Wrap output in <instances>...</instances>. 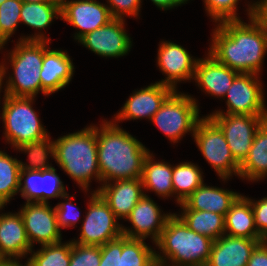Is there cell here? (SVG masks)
<instances>
[{"label": "cell", "instance_id": "4dcf8cb0", "mask_svg": "<svg viewBox=\"0 0 267 266\" xmlns=\"http://www.w3.org/2000/svg\"><path fill=\"white\" fill-rule=\"evenodd\" d=\"M19 160L0 150V210L19 191Z\"/></svg>", "mask_w": 267, "mask_h": 266}, {"label": "cell", "instance_id": "1f68e13d", "mask_svg": "<svg viewBox=\"0 0 267 266\" xmlns=\"http://www.w3.org/2000/svg\"><path fill=\"white\" fill-rule=\"evenodd\" d=\"M156 251L146 245L144 239H131L122 235V253L119 266H153Z\"/></svg>", "mask_w": 267, "mask_h": 266}, {"label": "cell", "instance_id": "cb8c5ba5", "mask_svg": "<svg viewBox=\"0 0 267 266\" xmlns=\"http://www.w3.org/2000/svg\"><path fill=\"white\" fill-rule=\"evenodd\" d=\"M240 196L237 192L206 186L203 183L179 205L182 210L210 211L225 216Z\"/></svg>", "mask_w": 267, "mask_h": 266}, {"label": "cell", "instance_id": "bcb514c9", "mask_svg": "<svg viewBox=\"0 0 267 266\" xmlns=\"http://www.w3.org/2000/svg\"><path fill=\"white\" fill-rule=\"evenodd\" d=\"M6 70H7V68L3 64H1L0 65V90H1V87L3 84L2 83L3 77L6 76ZM0 93H1V91H0Z\"/></svg>", "mask_w": 267, "mask_h": 266}, {"label": "cell", "instance_id": "484cf974", "mask_svg": "<svg viewBox=\"0 0 267 266\" xmlns=\"http://www.w3.org/2000/svg\"><path fill=\"white\" fill-rule=\"evenodd\" d=\"M239 176L250 181L267 176V120L257 130L249 153L240 164Z\"/></svg>", "mask_w": 267, "mask_h": 266}, {"label": "cell", "instance_id": "e575fe53", "mask_svg": "<svg viewBox=\"0 0 267 266\" xmlns=\"http://www.w3.org/2000/svg\"><path fill=\"white\" fill-rule=\"evenodd\" d=\"M23 2L21 0H6L0 4V34L8 41L14 34L20 19Z\"/></svg>", "mask_w": 267, "mask_h": 266}, {"label": "cell", "instance_id": "7dc6e473", "mask_svg": "<svg viewBox=\"0 0 267 266\" xmlns=\"http://www.w3.org/2000/svg\"><path fill=\"white\" fill-rule=\"evenodd\" d=\"M23 3L28 2V3H40V2H53L54 0H21Z\"/></svg>", "mask_w": 267, "mask_h": 266}, {"label": "cell", "instance_id": "f1b7e54d", "mask_svg": "<svg viewBox=\"0 0 267 266\" xmlns=\"http://www.w3.org/2000/svg\"><path fill=\"white\" fill-rule=\"evenodd\" d=\"M202 172L191 162H182L173 166L172 185L176 201L181 204L199 186L203 184Z\"/></svg>", "mask_w": 267, "mask_h": 266}, {"label": "cell", "instance_id": "7bdbcfd3", "mask_svg": "<svg viewBox=\"0 0 267 266\" xmlns=\"http://www.w3.org/2000/svg\"><path fill=\"white\" fill-rule=\"evenodd\" d=\"M247 266H267V243L260 242L252 251Z\"/></svg>", "mask_w": 267, "mask_h": 266}, {"label": "cell", "instance_id": "74e56055", "mask_svg": "<svg viewBox=\"0 0 267 266\" xmlns=\"http://www.w3.org/2000/svg\"><path fill=\"white\" fill-rule=\"evenodd\" d=\"M62 198L70 202H61L54 207L57 215L58 227L60 229L73 227L80 218L79 208L73 205L71 201L72 198L69 197L68 194L64 195Z\"/></svg>", "mask_w": 267, "mask_h": 266}, {"label": "cell", "instance_id": "8fae6325", "mask_svg": "<svg viewBox=\"0 0 267 266\" xmlns=\"http://www.w3.org/2000/svg\"><path fill=\"white\" fill-rule=\"evenodd\" d=\"M262 85L258 74L239 73L233 80L227 94V111L212 114H242L267 116Z\"/></svg>", "mask_w": 267, "mask_h": 266}, {"label": "cell", "instance_id": "9a60e30c", "mask_svg": "<svg viewBox=\"0 0 267 266\" xmlns=\"http://www.w3.org/2000/svg\"><path fill=\"white\" fill-rule=\"evenodd\" d=\"M170 216V213L162 215L157 203L145 194L126 218L134 230L122 226V235L131 239H145L152 236V240L156 243Z\"/></svg>", "mask_w": 267, "mask_h": 266}, {"label": "cell", "instance_id": "ac0fdd59", "mask_svg": "<svg viewBox=\"0 0 267 266\" xmlns=\"http://www.w3.org/2000/svg\"><path fill=\"white\" fill-rule=\"evenodd\" d=\"M174 91L168 85L156 82L144 89L135 91L115 116V121L151 118L160 109L166 98Z\"/></svg>", "mask_w": 267, "mask_h": 266}, {"label": "cell", "instance_id": "7c38bea8", "mask_svg": "<svg viewBox=\"0 0 267 266\" xmlns=\"http://www.w3.org/2000/svg\"><path fill=\"white\" fill-rule=\"evenodd\" d=\"M60 14V19L80 29L76 40L114 19L108 6L95 0H60Z\"/></svg>", "mask_w": 267, "mask_h": 266}, {"label": "cell", "instance_id": "f35d334b", "mask_svg": "<svg viewBox=\"0 0 267 266\" xmlns=\"http://www.w3.org/2000/svg\"><path fill=\"white\" fill-rule=\"evenodd\" d=\"M108 8L113 18L123 19L124 15H139L141 0H108Z\"/></svg>", "mask_w": 267, "mask_h": 266}, {"label": "cell", "instance_id": "e0dca14e", "mask_svg": "<svg viewBox=\"0 0 267 266\" xmlns=\"http://www.w3.org/2000/svg\"><path fill=\"white\" fill-rule=\"evenodd\" d=\"M157 59L159 68L167 76L166 79L159 81V83L177 90V82L194 78L198 59H194L181 45L163 41L159 45Z\"/></svg>", "mask_w": 267, "mask_h": 266}, {"label": "cell", "instance_id": "8992f818", "mask_svg": "<svg viewBox=\"0 0 267 266\" xmlns=\"http://www.w3.org/2000/svg\"><path fill=\"white\" fill-rule=\"evenodd\" d=\"M34 97H14L4 94L2 119L5 138L17 148L32 141L41 140L49 134L32 108Z\"/></svg>", "mask_w": 267, "mask_h": 266}, {"label": "cell", "instance_id": "ee69618b", "mask_svg": "<svg viewBox=\"0 0 267 266\" xmlns=\"http://www.w3.org/2000/svg\"><path fill=\"white\" fill-rule=\"evenodd\" d=\"M157 7L163 10L185 4L188 0H151Z\"/></svg>", "mask_w": 267, "mask_h": 266}, {"label": "cell", "instance_id": "b9f144b4", "mask_svg": "<svg viewBox=\"0 0 267 266\" xmlns=\"http://www.w3.org/2000/svg\"><path fill=\"white\" fill-rule=\"evenodd\" d=\"M247 9L249 18L253 17V19L260 25L267 38V0L257 1L256 3H253V5L251 4Z\"/></svg>", "mask_w": 267, "mask_h": 266}, {"label": "cell", "instance_id": "52a82bcc", "mask_svg": "<svg viewBox=\"0 0 267 266\" xmlns=\"http://www.w3.org/2000/svg\"><path fill=\"white\" fill-rule=\"evenodd\" d=\"M199 106L188 94L174 90L163 102L160 109L151 118L152 122L176 143L187 132H195L199 118Z\"/></svg>", "mask_w": 267, "mask_h": 266}, {"label": "cell", "instance_id": "7a4b0ae2", "mask_svg": "<svg viewBox=\"0 0 267 266\" xmlns=\"http://www.w3.org/2000/svg\"><path fill=\"white\" fill-rule=\"evenodd\" d=\"M150 151L116 123L97 127V158L104 183L142 177L143 162Z\"/></svg>", "mask_w": 267, "mask_h": 266}, {"label": "cell", "instance_id": "d590c367", "mask_svg": "<svg viewBox=\"0 0 267 266\" xmlns=\"http://www.w3.org/2000/svg\"><path fill=\"white\" fill-rule=\"evenodd\" d=\"M100 260V246L81 245L71 241L69 266H99Z\"/></svg>", "mask_w": 267, "mask_h": 266}, {"label": "cell", "instance_id": "9c48e42d", "mask_svg": "<svg viewBox=\"0 0 267 266\" xmlns=\"http://www.w3.org/2000/svg\"><path fill=\"white\" fill-rule=\"evenodd\" d=\"M88 212L81 227L79 240L72 242L81 245L102 246L122 236V226L108 203L98 192L91 193Z\"/></svg>", "mask_w": 267, "mask_h": 266}, {"label": "cell", "instance_id": "60d3db41", "mask_svg": "<svg viewBox=\"0 0 267 266\" xmlns=\"http://www.w3.org/2000/svg\"><path fill=\"white\" fill-rule=\"evenodd\" d=\"M247 199L251 202V207L254 213V224L258 234L265 239L267 237V197L256 202L252 199Z\"/></svg>", "mask_w": 267, "mask_h": 266}, {"label": "cell", "instance_id": "ba28073f", "mask_svg": "<svg viewBox=\"0 0 267 266\" xmlns=\"http://www.w3.org/2000/svg\"><path fill=\"white\" fill-rule=\"evenodd\" d=\"M193 137L220 178L225 181L233 173L239 176L240 164L234 159L223 132L208 116L197 123Z\"/></svg>", "mask_w": 267, "mask_h": 266}, {"label": "cell", "instance_id": "44dd1931", "mask_svg": "<svg viewBox=\"0 0 267 266\" xmlns=\"http://www.w3.org/2000/svg\"><path fill=\"white\" fill-rule=\"evenodd\" d=\"M264 239L232 237L214 240L206 266H247L254 248Z\"/></svg>", "mask_w": 267, "mask_h": 266}, {"label": "cell", "instance_id": "2e32d148", "mask_svg": "<svg viewBox=\"0 0 267 266\" xmlns=\"http://www.w3.org/2000/svg\"><path fill=\"white\" fill-rule=\"evenodd\" d=\"M19 184L18 192H21V197L26 199L27 203L48 204L49 198H62L67 194L54 167L44 170L21 169Z\"/></svg>", "mask_w": 267, "mask_h": 266}, {"label": "cell", "instance_id": "4fadbf2b", "mask_svg": "<svg viewBox=\"0 0 267 266\" xmlns=\"http://www.w3.org/2000/svg\"><path fill=\"white\" fill-rule=\"evenodd\" d=\"M26 235L33 248V243L42 245L54 244L61 241L55 208L45 203H27L20 209Z\"/></svg>", "mask_w": 267, "mask_h": 266}, {"label": "cell", "instance_id": "d6a6232c", "mask_svg": "<svg viewBox=\"0 0 267 266\" xmlns=\"http://www.w3.org/2000/svg\"><path fill=\"white\" fill-rule=\"evenodd\" d=\"M30 253L32 256L27 260V266H69L71 241L42 245L41 249Z\"/></svg>", "mask_w": 267, "mask_h": 266}, {"label": "cell", "instance_id": "d4e9b609", "mask_svg": "<svg viewBox=\"0 0 267 266\" xmlns=\"http://www.w3.org/2000/svg\"><path fill=\"white\" fill-rule=\"evenodd\" d=\"M225 234L232 237L263 239L254 224L251 202L240 196L224 216ZM229 232V233H227Z\"/></svg>", "mask_w": 267, "mask_h": 266}, {"label": "cell", "instance_id": "4316f807", "mask_svg": "<svg viewBox=\"0 0 267 266\" xmlns=\"http://www.w3.org/2000/svg\"><path fill=\"white\" fill-rule=\"evenodd\" d=\"M173 166L166 162H156L149 152L143 162L142 184L144 189L154 191L161 197L173 196Z\"/></svg>", "mask_w": 267, "mask_h": 266}, {"label": "cell", "instance_id": "603a6c76", "mask_svg": "<svg viewBox=\"0 0 267 266\" xmlns=\"http://www.w3.org/2000/svg\"><path fill=\"white\" fill-rule=\"evenodd\" d=\"M239 72L218 62L211 54L205 59H198L194 72V80L201 90L210 95L224 97Z\"/></svg>", "mask_w": 267, "mask_h": 266}, {"label": "cell", "instance_id": "30bf717a", "mask_svg": "<svg viewBox=\"0 0 267 266\" xmlns=\"http://www.w3.org/2000/svg\"><path fill=\"white\" fill-rule=\"evenodd\" d=\"M208 117L221 129L234 159L241 164L247 157L259 127L267 116L210 114Z\"/></svg>", "mask_w": 267, "mask_h": 266}, {"label": "cell", "instance_id": "f546056e", "mask_svg": "<svg viewBox=\"0 0 267 266\" xmlns=\"http://www.w3.org/2000/svg\"><path fill=\"white\" fill-rule=\"evenodd\" d=\"M55 16H61L60 0L40 3L25 2L20 12L21 22L40 31L47 28Z\"/></svg>", "mask_w": 267, "mask_h": 266}, {"label": "cell", "instance_id": "5bb4252c", "mask_svg": "<svg viewBox=\"0 0 267 266\" xmlns=\"http://www.w3.org/2000/svg\"><path fill=\"white\" fill-rule=\"evenodd\" d=\"M124 20L114 18L108 24L81 37L78 42L103 57H120L128 54L132 41L124 29Z\"/></svg>", "mask_w": 267, "mask_h": 266}, {"label": "cell", "instance_id": "3957f363", "mask_svg": "<svg viewBox=\"0 0 267 266\" xmlns=\"http://www.w3.org/2000/svg\"><path fill=\"white\" fill-rule=\"evenodd\" d=\"M213 242L210 237L189 229L174 213L155 243L163 253V256L156 253V261L167 264L170 260L172 266H206Z\"/></svg>", "mask_w": 267, "mask_h": 266}, {"label": "cell", "instance_id": "ffe728a7", "mask_svg": "<svg viewBox=\"0 0 267 266\" xmlns=\"http://www.w3.org/2000/svg\"><path fill=\"white\" fill-rule=\"evenodd\" d=\"M143 189L141 178H134L116 180L114 184L104 183L95 192H98L108 203L117 219H126L145 195Z\"/></svg>", "mask_w": 267, "mask_h": 266}, {"label": "cell", "instance_id": "7402d4cb", "mask_svg": "<svg viewBox=\"0 0 267 266\" xmlns=\"http://www.w3.org/2000/svg\"><path fill=\"white\" fill-rule=\"evenodd\" d=\"M32 250L21 214H0V259L17 261Z\"/></svg>", "mask_w": 267, "mask_h": 266}, {"label": "cell", "instance_id": "5b68a950", "mask_svg": "<svg viewBox=\"0 0 267 266\" xmlns=\"http://www.w3.org/2000/svg\"><path fill=\"white\" fill-rule=\"evenodd\" d=\"M42 33L21 37L10 51V63L14 75H9L4 94L14 97H34L41 91L40 68L43 62Z\"/></svg>", "mask_w": 267, "mask_h": 266}, {"label": "cell", "instance_id": "8d00e7d4", "mask_svg": "<svg viewBox=\"0 0 267 266\" xmlns=\"http://www.w3.org/2000/svg\"><path fill=\"white\" fill-rule=\"evenodd\" d=\"M239 0H204L205 8L209 16L215 22L225 20H240L237 16V4Z\"/></svg>", "mask_w": 267, "mask_h": 266}, {"label": "cell", "instance_id": "d6986e66", "mask_svg": "<svg viewBox=\"0 0 267 266\" xmlns=\"http://www.w3.org/2000/svg\"><path fill=\"white\" fill-rule=\"evenodd\" d=\"M43 40V62L40 68L41 92L50 95L69 84L74 72L70 56L62 50H50Z\"/></svg>", "mask_w": 267, "mask_h": 266}, {"label": "cell", "instance_id": "83f0119b", "mask_svg": "<svg viewBox=\"0 0 267 266\" xmlns=\"http://www.w3.org/2000/svg\"><path fill=\"white\" fill-rule=\"evenodd\" d=\"M181 214L178 216L196 233L206 235L213 240L225 234L224 215L198 210H183Z\"/></svg>", "mask_w": 267, "mask_h": 266}, {"label": "cell", "instance_id": "ab89813d", "mask_svg": "<svg viewBox=\"0 0 267 266\" xmlns=\"http://www.w3.org/2000/svg\"><path fill=\"white\" fill-rule=\"evenodd\" d=\"M101 260L99 266H119L122 253V236L100 246Z\"/></svg>", "mask_w": 267, "mask_h": 266}, {"label": "cell", "instance_id": "681fc988", "mask_svg": "<svg viewBox=\"0 0 267 266\" xmlns=\"http://www.w3.org/2000/svg\"><path fill=\"white\" fill-rule=\"evenodd\" d=\"M153 266H171L170 264L168 265V263L167 264H165V263H161V262H155L154 264H153Z\"/></svg>", "mask_w": 267, "mask_h": 266}, {"label": "cell", "instance_id": "277c9868", "mask_svg": "<svg viewBox=\"0 0 267 266\" xmlns=\"http://www.w3.org/2000/svg\"><path fill=\"white\" fill-rule=\"evenodd\" d=\"M54 159L84 190L95 177L101 182L97 158V127L90 126L54 141Z\"/></svg>", "mask_w": 267, "mask_h": 266}, {"label": "cell", "instance_id": "836d02e7", "mask_svg": "<svg viewBox=\"0 0 267 266\" xmlns=\"http://www.w3.org/2000/svg\"><path fill=\"white\" fill-rule=\"evenodd\" d=\"M17 149L25 153L27 152L28 159L30 160L29 165L19 161L20 169L44 170L52 167V165L46 162L49 154L54 159V141H51L49 136L20 145Z\"/></svg>", "mask_w": 267, "mask_h": 266}, {"label": "cell", "instance_id": "6da1fadb", "mask_svg": "<svg viewBox=\"0 0 267 266\" xmlns=\"http://www.w3.org/2000/svg\"><path fill=\"white\" fill-rule=\"evenodd\" d=\"M249 19L250 24L241 19L219 22L208 53L232 70L259 75L267 52V38L253 17Z\"/></svg>", "mask_w": 267, "mask_h": 266}, {"label": "cell", "instance_id": "f6af8a7d", "mask_svg": "<svg viewBox=\"0 0 267 266\" xmlns=\"http://www.w3.org/2000/svg\"><path fill=\"white\" fill-rule=\"evenodd\" d=\"M0 266H27V263L22 265L18 260H4L0 261Z\"/></svg>", "mask_w": 267, "mask_h": 266}, {"label": "cell", "instance_id": "c3c4849f", "mask_svg": "<svg viewBox=\"0 0 267 266\" xmlns=\"http://www.w3.org/2000/svg\"><path fill=\"white\" fill-rule=\"evenodd\" d=\"M8 42L1 34H0V49Z\"/></svg>", "mask_w": 267, "mask_h": 266}]
</instances>
